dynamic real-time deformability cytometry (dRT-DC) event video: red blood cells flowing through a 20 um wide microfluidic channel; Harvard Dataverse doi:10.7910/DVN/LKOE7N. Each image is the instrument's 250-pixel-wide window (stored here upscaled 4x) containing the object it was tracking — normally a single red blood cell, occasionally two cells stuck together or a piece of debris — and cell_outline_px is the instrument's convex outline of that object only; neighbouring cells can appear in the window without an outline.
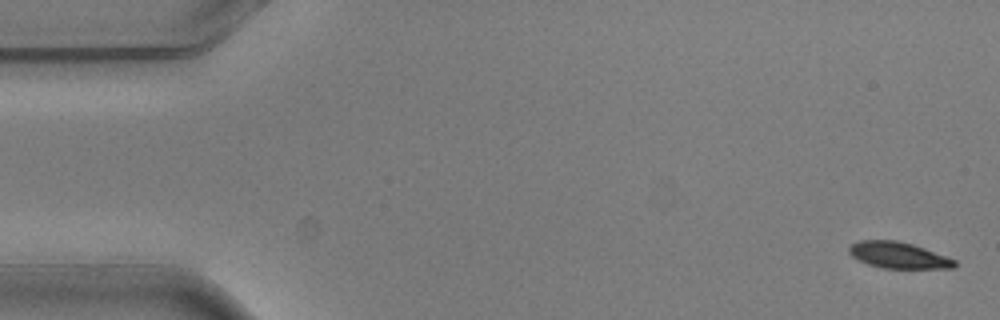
{"species": "common noctule bat (a hibernating species)", "species_latin": "Nyctalus noctula", "temperature_condition": "warm", "stored_images_in_passage": 4, "camera_frame_rate_fps": 3000, "um_per_image_px": 0.085, "animal": {"sex": "male", "body_mass_g": 20.5, "forearm_length_mm": 52.5}, "frame": {"image": 1, "passage_image": 1, "time_ms": 0.0, "image_size_px": [1000, 320], "cell_outline_px": [[956, 268], [884, 268], [868, 264], [852, 256], [848, 252], [848, 248], [852, 244], [860, 240], [896, 240], [912, 244], [924, 248], [956, 260]], "centroid_in_image_um": [76.36, 21.69], "position_along_channel_um": 8.6, "area_um2": 16.01}}